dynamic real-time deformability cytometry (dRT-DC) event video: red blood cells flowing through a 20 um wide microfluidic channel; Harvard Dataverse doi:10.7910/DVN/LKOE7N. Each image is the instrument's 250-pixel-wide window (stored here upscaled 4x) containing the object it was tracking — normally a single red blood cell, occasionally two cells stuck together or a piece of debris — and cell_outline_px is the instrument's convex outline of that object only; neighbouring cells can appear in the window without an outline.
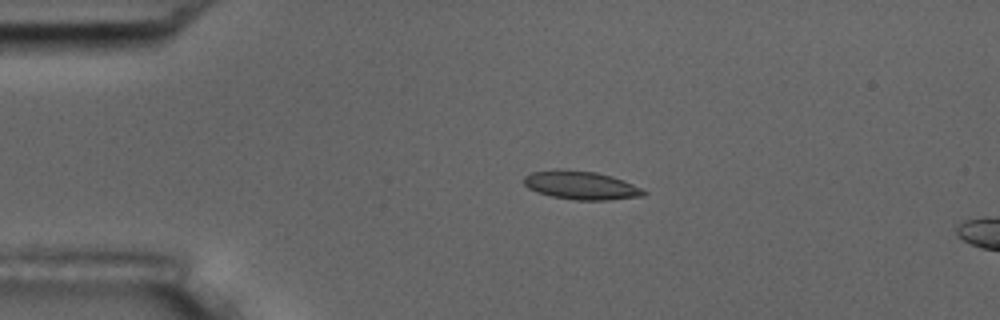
{"species": "common noctule bat (a hibernating species)", "species_latin": "Nyctalus noctula", "temperature_condition": "room temperature", "stored_images_in_passage": 2, "segment_of_instrument_passage": [1, 2], "camera_frame_rate_fps": 3000, "um_per_image_px": 0.085, "animal": {"sex": "male", "body_mass_g": 17.5, "forearm_length_mm": 52.3}, "frame": {"image": 1, "passage_image": 1, "time_ms": 0.0, "image_size_px": [1000, 320], "cell_outline_px": [[648, 192], [644, 196], [608, 200], [576, 200], [552, 196], [536, 192], [528, 188], [524, 184], [524, 176], [532, 172], [596, 172], [612, 176], [624, 180]], "centroid_in_image_um": [49.45, 15.8], "position_along_channel_um": 35.5, "area_um2": 19.07}}